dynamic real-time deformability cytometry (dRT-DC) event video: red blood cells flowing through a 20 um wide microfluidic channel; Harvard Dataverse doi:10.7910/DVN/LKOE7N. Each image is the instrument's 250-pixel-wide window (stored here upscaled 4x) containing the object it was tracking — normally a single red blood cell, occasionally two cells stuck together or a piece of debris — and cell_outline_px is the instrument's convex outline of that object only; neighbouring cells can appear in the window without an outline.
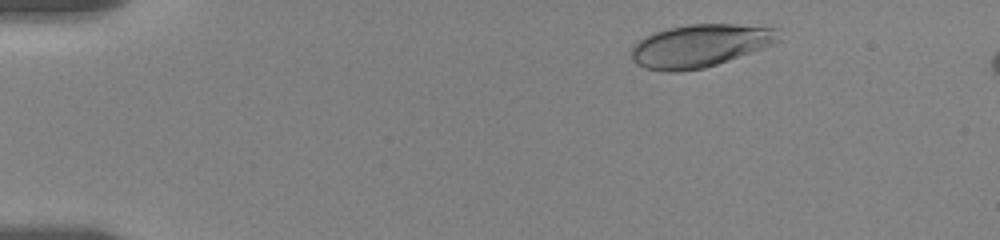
{"species": "human", "species_latin": "Homo sapiens", "temperature_condition": "room temperature", "stored_images_in_passage": 9, "camera_frame_rate_fps": 3000, "um_per_image_px": 0.085, "donor": {"sex": "female"}, "frame": {"image": 1, "passage_image": 3, "time_ms": 1.0, "image_size_px": [1000, 240], "cell_outline_px": [[780, 40], [764, 48], [704, 68], [680, 72], [668, 72], [644, 68], [636, 64], [632, 60], [632, 48], [644, 36], [652, 32], [668, 28], [688, 24], [736, 24], [776, 28]], "centroid_in_image_um": [59.47, 3.89], "position_along_channel_um": 25.5, "area_um2": 36.7}}